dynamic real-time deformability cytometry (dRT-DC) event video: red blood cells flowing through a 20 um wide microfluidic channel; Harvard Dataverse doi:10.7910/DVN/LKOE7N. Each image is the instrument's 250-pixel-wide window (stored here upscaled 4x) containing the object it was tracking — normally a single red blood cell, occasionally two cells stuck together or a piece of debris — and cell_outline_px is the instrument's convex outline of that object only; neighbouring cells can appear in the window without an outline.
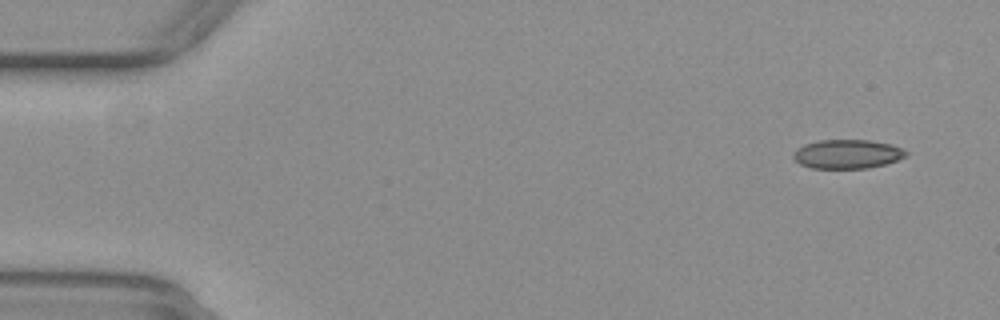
{"species": "common noctule bat (a hibernating species)", "species_latin": "Nyctalus noctula", "temperature_condition": "warm", "stored_images_in_passage": 16, "camera_frame_rate_fps": 3000, "um_per_image_px": 0.085, "animal": {"sex": "female", "body_mass_g": 29.2, "forearm_length_mm": 56.3}, "frame": {"image": 1, "passage_image": 3, "time_ms": 0.667, "image_size_px": [1000, 320], "cell_outline_px": [[908, 152], [904, 156], [896, 160], [884, 164], [868, 168], [812, 168], [800, 164], [792, 156], [796, 148], [804, 144], [820, 140], [872, 140], [892, 144]], "centroid_in_image_um": [71.99, 13.08], "position_along_channel_um": 13.0, "area_um2": 18.96}}